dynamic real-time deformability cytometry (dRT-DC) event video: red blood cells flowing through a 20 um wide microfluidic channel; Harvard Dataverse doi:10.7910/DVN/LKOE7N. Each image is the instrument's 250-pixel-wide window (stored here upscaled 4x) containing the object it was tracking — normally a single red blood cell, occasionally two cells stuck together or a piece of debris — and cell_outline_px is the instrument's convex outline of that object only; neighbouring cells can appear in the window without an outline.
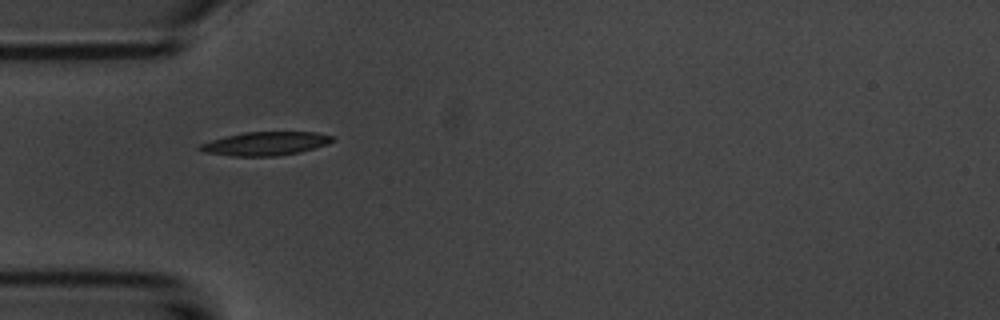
{"species": "common noctule bat (a hibernating species)", "species_latin": "Nyctalus noctula", "temperature_condition": "room temperature", "stored_images_in_passage": 4, "camera_frame_rate_fps": 3000, "um_per_image_px": 0.085, "animal": {"sex": "male", "body_mass_g": 20.1, "forearm_length_mm": 53.5}, "frame": {"image": 1, "passage_image": 1, "time_ms": 0.0, "image_size_px": [1000, 320], "cell_outline_px": [[336, 140], [328, 144], [300, 152], [276, 156], [232, 156], [204, 152], [196, 148], [200, 144], [224, 136], [244, 132], [316, 132], [336, 136]], "centroid_in_image_um": [22.6, 12.2], "position_along_channel_um": 62.4, "area_um2": 18.38}}
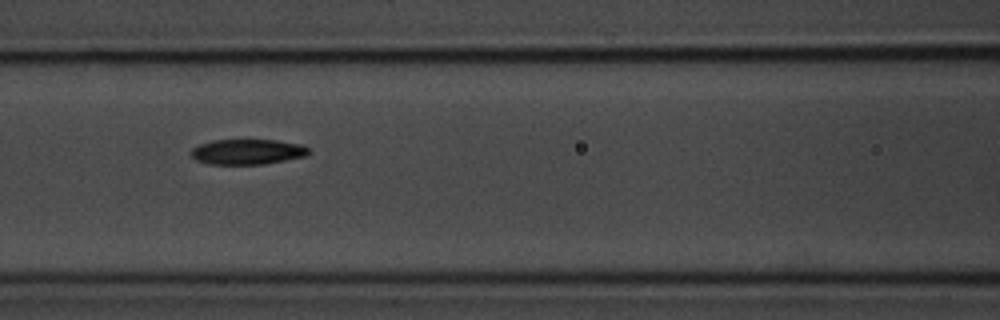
{"frame": {"image": 2, "passage_image": 3, "time_ms": 2.333, "image_size_px": [1000, 320], "cell_outline_px": [[308, 156], [264, 164], [208, 164], [196, 160], [188, 152], [192, 148], [200, 144], [212, 140], [276, 140], [300, 144], [308, 148]], "centroid_in_image_um": [21.01, 12.9], "position_along_channel_um": 145.6, "area_um2": 17.4}}
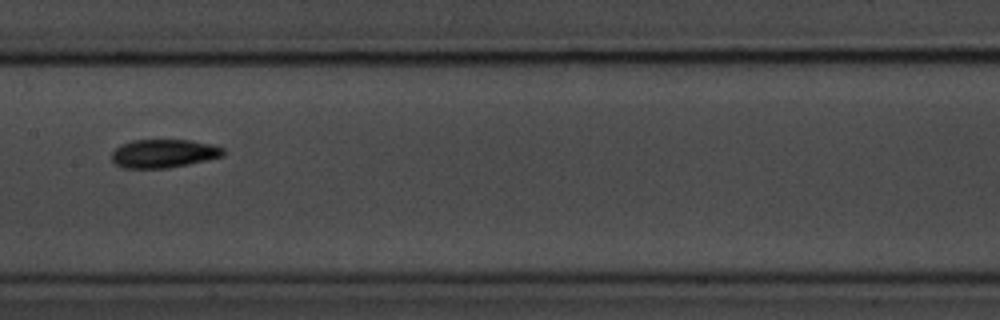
{"frame": {"image": 3, "passage_image": 4, "time_ms": 3.667, "image_size_px": [1000, 320], "cell_outline_px": [[224, 156], [188, 164], [168, 168], [124, 168], [116, 164], [112, 160], [112, 152], [120, 144], [132, 140], [192, 140], [212, 144], [224, 148]], "centroid_in_image_um": [13.92, 13.04], "position_along_channel_um": 193.5, "area_um2": 18.55}}